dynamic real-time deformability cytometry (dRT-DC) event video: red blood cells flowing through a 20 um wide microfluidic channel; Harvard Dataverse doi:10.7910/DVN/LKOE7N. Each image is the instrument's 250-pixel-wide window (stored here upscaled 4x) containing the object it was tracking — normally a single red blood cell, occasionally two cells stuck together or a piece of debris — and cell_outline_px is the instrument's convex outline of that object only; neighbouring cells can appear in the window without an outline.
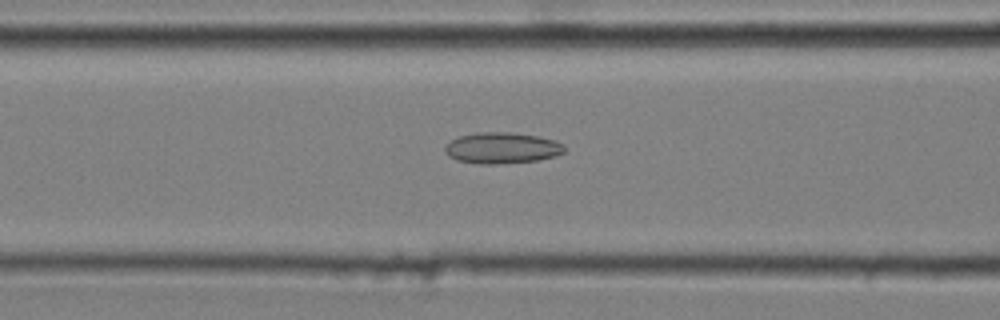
{"species": "common noctule bat (a hibernating species)", "species_latin": "Nyctalus noctula", "temperature_condition": "cold", "stored_images_in_passage": 50, "camera_frame_rate_fps": 3000, "um_per_image_px": 0.085, "animal": {"sex": "male", "body_mass_g": 20.4}, "frame": {"image": 1, "passage_image": 22, "time_ms": 7.0, "image_size_px": [1000, 320], "cell_outline_px": [[564, 152], [556, 156], [536, 160], [496, 164], [480, 164], [456, 160], [448, 156], [444, 148], [452, 140], [460, 136], [476, 132], [512, 132], [536, 136], [556, 140], [564, 144]], "centroid_in_image_um": [42.68, 12.57], "position_along_channel_um": 123.9, "area_um2": 21.62}}
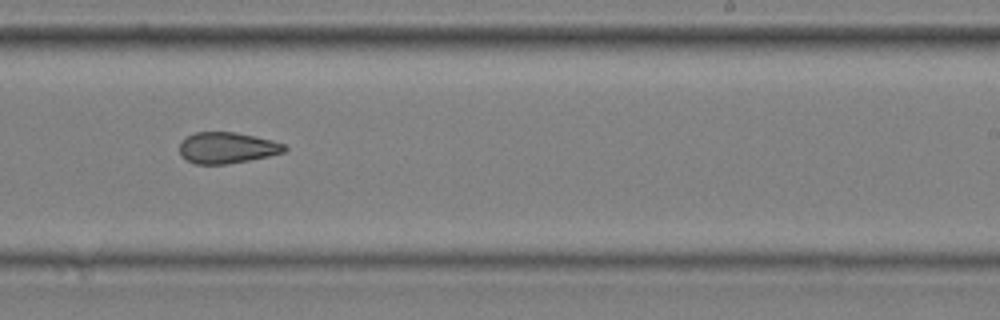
{"frame": {"image": 2, "passage_image": 34, "time_ms": 11.0, "image_size_px": [1000, 320], "cell_outline_px": [[288, 148], [284, 152], [268, 156], [248, 160], [224, 164], [196, 164], [180, 156], [180, 144], [188, 136], [196, 132], [236, 132], [272, 140], [284, 144]], "centroid_in_image_um": [19.3, 12.56], "position_along_channel_um": 269.7, "area_um2": 18.84}}
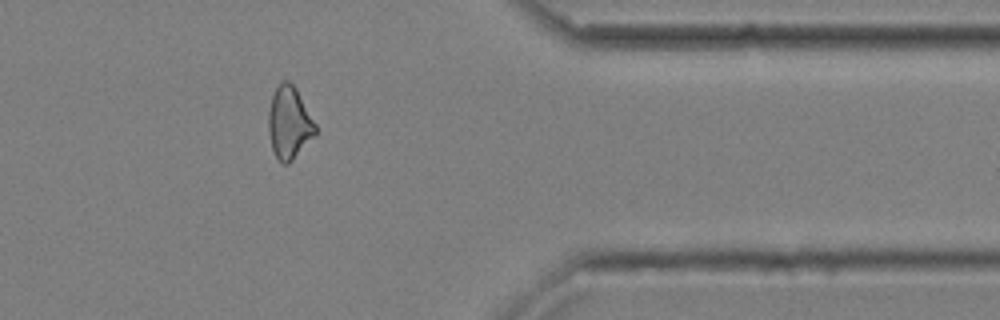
{"frame": {"image": 3, "passage_image": 45, "time_ms": 14.667, "image_size_px": [1000, 320], "cell_outline_px": [[316, 132], [292, 160], [288, 164], [284, 164], [276, 156], [272, 148], [268, 132], [268, 112], [272, 96], [276, 88], [284, 80], [288, 80], [296, 88], [316, 124]], "centroid_in_image_um": [24.56, 10.42], "position_along_channel_um": 386.8, "area_um2": 19.42}, "authors_computed_cell_mechanics": {"area_um2": 20.6057, "velocity_mm_per_s": 3.6523, "shape_relaxation_time_tau1_ms": null, "shape_relaxation_time_tau2_ms": 5.8404, "deformation_change_tau1": null, "deformation_change_tau2": 0.1472}}